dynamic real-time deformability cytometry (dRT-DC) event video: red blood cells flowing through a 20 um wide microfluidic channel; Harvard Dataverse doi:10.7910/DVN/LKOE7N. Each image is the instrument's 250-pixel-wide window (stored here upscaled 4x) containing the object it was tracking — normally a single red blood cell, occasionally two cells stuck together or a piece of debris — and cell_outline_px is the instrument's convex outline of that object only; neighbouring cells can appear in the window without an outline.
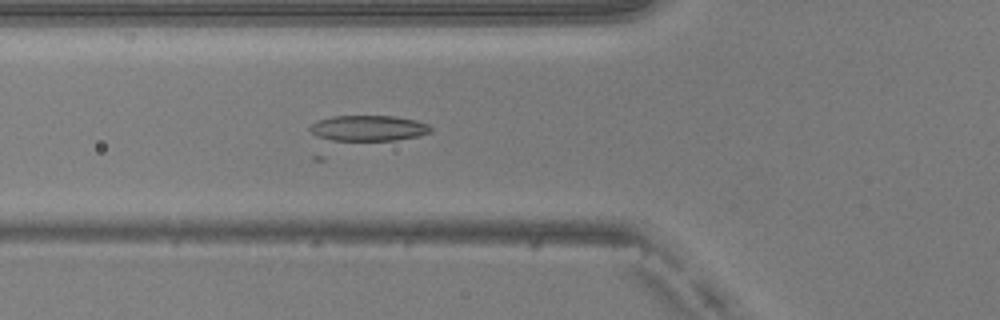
{"species": "common noctule bat (a hibernating species)", "species_latin": "Nyctalus noctula", "temperature_condition": "warm", "stored_images_in_passage": 26, "camera_frame_rate_fps": 3000, "um_per_image_px": 0.085, "animal": {"sex": "male", "body_mass_g": 20.5, "forearm_length_mm": 52.5}, "frame": {"image": 1, "passage_image": 5, "time_ms": 1.333, "image_size_px": [1000, 320], "cell_outline_px": [[432, 132], [416, 136], [396, 140], [324, 140], [316, 136], [308, 128], [316, 120], [332, 116], [396, 116], [416, 120], [428, 124], [432, 128]], "centroid_in_image_um": [31.29, 10.89], "position_along_channel_um": 94.5, "area_um2": 18.15}}
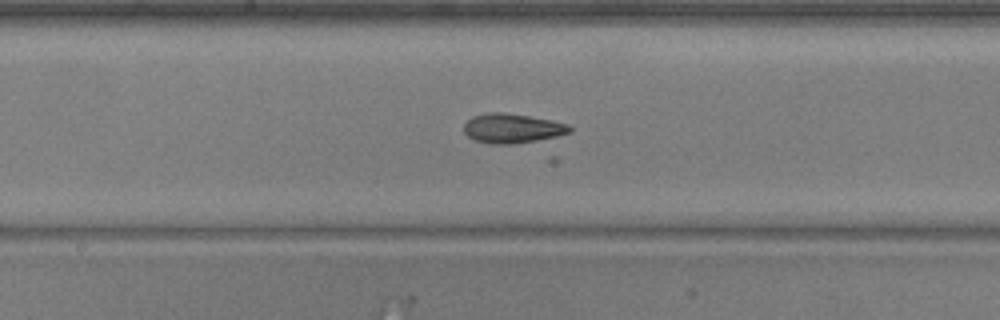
{"frame": {"image": 2, "passage_image": 13, "time_ms": 4.0, "image_size_px": [1000, 320], "cell_outline_px": [[572, 132], [556, 136], [536, 140], [512, 144], [492, 144], [476, 140], [468, 136], [464, 132], [464, 124], [472, 116], [488, 112], [504, 112], [552, 120], [568, 124], [572, 128]], "centroid_in_image_um": [43.54, 10.9], "position_along_channel_um": 204.7, "area_um2": 18.09}}
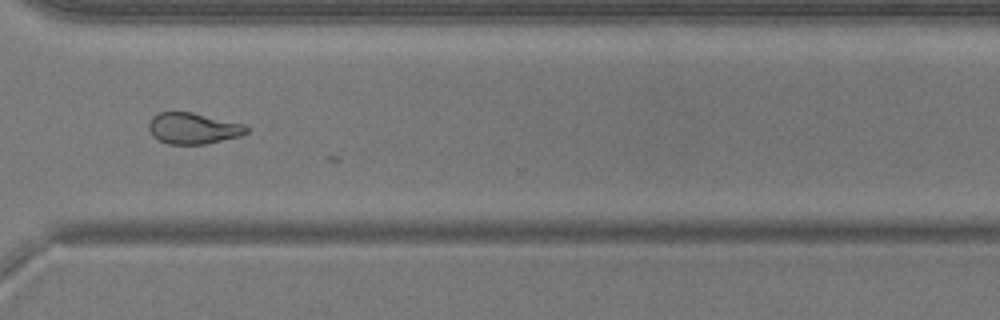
{"frame": {"image": 3, "passage_image": 24, "time_ms": 7.667, "image_size_px": [1000, 320], "cell_outline_px": [[248, 132], [240, 136], [204, 144], [168, 144], [152, 136], [148, 128], [148, 124], [152, 116], [160, 112], [192, 112], [244, 124], [248, 128]], "centroid_in_image_um": [16.4, 10.91], "position_along_channel_um": 354.2, "area_um2": 17.69}}